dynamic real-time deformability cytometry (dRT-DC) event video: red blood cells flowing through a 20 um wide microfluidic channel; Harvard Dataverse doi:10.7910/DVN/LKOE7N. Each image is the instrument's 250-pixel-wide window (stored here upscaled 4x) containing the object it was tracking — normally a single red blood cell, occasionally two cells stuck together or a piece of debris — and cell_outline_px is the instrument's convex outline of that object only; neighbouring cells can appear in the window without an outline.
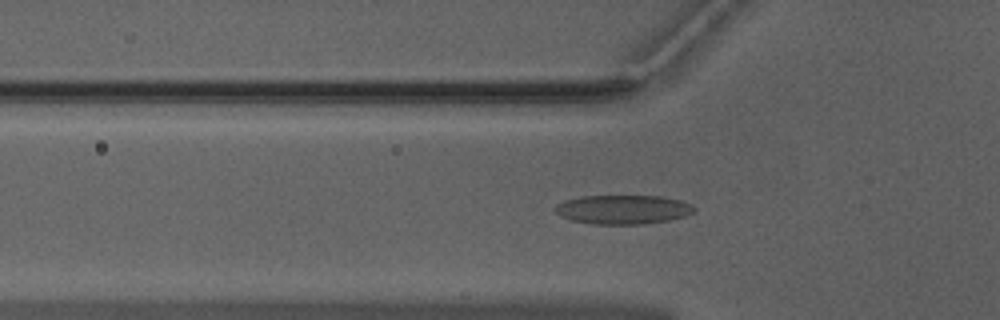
{"species": "Egyptian fruit bat (a non-hibernating species)", "species_latin": "Rousettus aegyptiacus", "temperature_condition": "warm", "stored_images_in_passage": 46, "camera_frame_rate_fps": 3000, "um_per_image_px": 0.085, "animal": {"sex": "male"}, "frame": {"image": 1, "passage_image": 17, "time_ms": 5.333, "image_size_px": [1000, 320], "cell_outline_px": [[696, 208], [692, 212], [684, 216], [668, 220], [644, 224], [592, 224], [572, 220], [560, 216], [552, 208], [556, 204], [564, 200], [580, 196], [664, 196], [680, 200], [692, 204]], "centroid_in_image_um": [52.92, 17.8], "position_along_channel_um": 72.9, "area_um2": 23.7}}
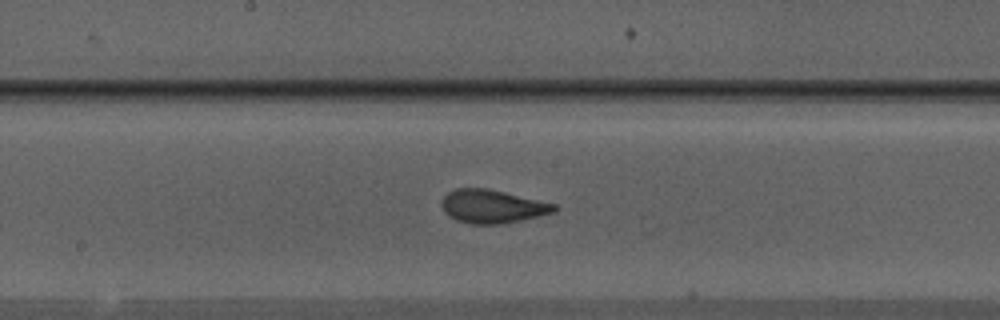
{"frame": {"image": 2, "passage_image": 27, "time_ms": 8.667, "image_size_px": [1000, 320], "cell_outline_px": [[556, 212], [520, 220], [500, 224], [468, 224], [456, 220], [448, 216], [444, 212], [440, 204], [440, 200], [448, 192], [456, 188], [484, 188], [504, 192], [556, 204]], "centroid_in_image_um": [41.79, 17.55], "position_along_channel_um": 206.4, "area_um2": 21.91}}
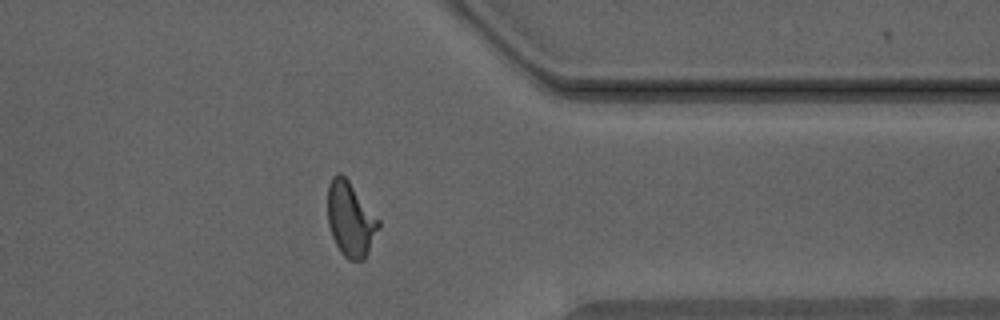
{"frame": {"image": 3, "passage_image": 41, "time_ms": 13.333, "image_size_px": [1000, 320], "cell_outline_px": [[380, 228], [364, 260], [348, 260], [340, 252], [332, 236], [328, 224], [328, 184], [332, 176], [336, 172], [340, 172], [348, 180], [380, 220]], "centroid_in_image_um": [29.79, 18.63], "position_along_channel_um": 381.6, "area_um2": 22.2}, "authors_computed_cell_mechanics": {"area_um2": 21.8484, "velocity_mm_per_s": 3.9834, "shape_relaxation_time_tau1_ms": 4.9719, "shape_relaxation_time_tau2_ms": 0.9968, "deformation_change_tau1": 0.1894, "deformation_change_tau2": 0.0749}}